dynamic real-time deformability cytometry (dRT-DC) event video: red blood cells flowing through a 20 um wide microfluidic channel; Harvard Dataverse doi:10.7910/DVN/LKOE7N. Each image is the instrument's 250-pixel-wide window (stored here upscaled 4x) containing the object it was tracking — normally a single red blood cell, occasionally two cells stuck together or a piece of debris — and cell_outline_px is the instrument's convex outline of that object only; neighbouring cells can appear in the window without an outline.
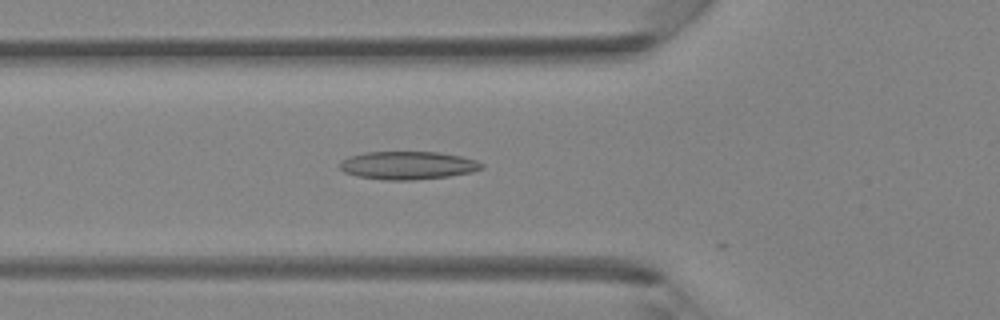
{"species": "Egyptian fruit bat (a non-hibernating species)", "species_latin": "Rousettus aegyptiacus", "temperature_condition": "room temperature", "stored_images_in_passage": 4, "camera_frame_rate_fps": 3000, "um_per_image_px": 0.085, "animal": {"sex": "female"}, "frame": {"image": 1, "passage_image": 3, "time_ms": 0.667, "image_size_px": [1000, 320], "cell_outline_px": [[484, 168], [472, 172], [448, 176], [412, 180], [384, 180], [356, 176], [344, 172], [340, 168], [340, 160], [348, 156], [364, 152], [440, 152], [460, 156], [476, 160], [484, 164]], "centroid_in_image_um": [34.64, 14.05], "position_along_channel_um": 91.2, "area_um2": 23.35}}